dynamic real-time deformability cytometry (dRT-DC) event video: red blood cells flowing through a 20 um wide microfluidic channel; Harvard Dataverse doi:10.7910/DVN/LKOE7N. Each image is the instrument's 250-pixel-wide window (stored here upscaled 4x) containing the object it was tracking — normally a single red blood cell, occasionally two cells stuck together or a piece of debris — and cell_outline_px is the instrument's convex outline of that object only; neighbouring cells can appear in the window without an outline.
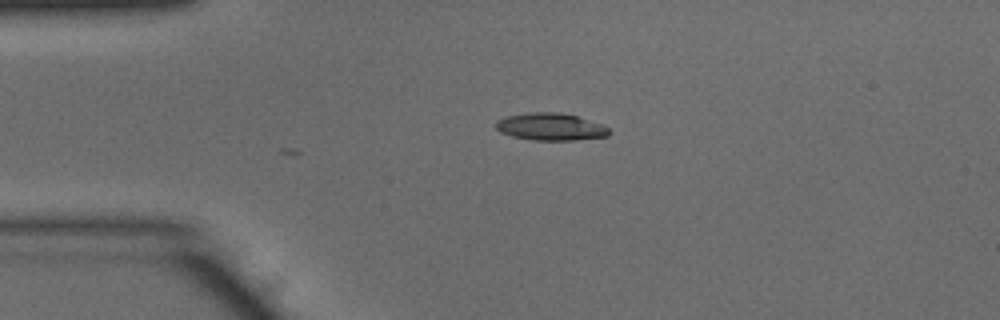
{"species": "common noctule bat (a hibernating species)", "species_latin": "Nyctalus noctula", "temperature_condition": "warm", "stored_images_in_passage": 4, "camera_frame_rate_fps": 3000, "um_per_image_px": 0.085, "animal": {"sex": "male", "body_mass_g": 15.6}, "frame": {"image": 1, "passage_image": 4, "time_ms": 1.0, "image_size_px": [1000, 320], "cell_outline_px": [[608, 136], [572, 140], [532, 140], [512, 136], [500, 132], [496, 128], [496, 120], [508, 116], [532, 112], [560, 112], [576, 116], [600, 124], [608, 128]], "centroid_in_image_um": [46.76, 10.77], "position_along_channel_um": 38.2, "area_um2": 17.74}}